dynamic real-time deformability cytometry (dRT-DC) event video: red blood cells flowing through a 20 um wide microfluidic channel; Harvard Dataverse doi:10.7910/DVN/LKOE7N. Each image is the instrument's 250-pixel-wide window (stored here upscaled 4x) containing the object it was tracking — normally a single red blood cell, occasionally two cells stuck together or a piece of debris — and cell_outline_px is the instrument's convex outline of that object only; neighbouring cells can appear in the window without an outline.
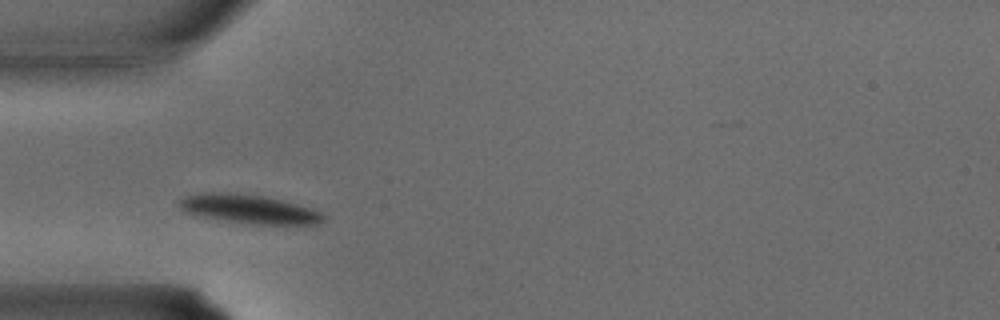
{"species": "common noctule bat (a hibernating species)", "species_latin": "Nyctalus noctula", "temperature_condition": "warm", "stored_images_in_passage": 26, "camera_frame_rate_fps": 3000, "um_per_image_px": 0.085, "animal": {"sex": "male", "body_mass_g": 15.6}, "frame": {"image": 1, "passage_image": 4, "time_ms": 1.0, "image_size_px": [1000, 320], "cell_outline_px": [[328, 216], [324, 220], [316, 224], [252, 224], [200, 216], [184, 212], [176, 204], [184, 196], [200, 192], [236, 192], [264, 196], [284, 200], [312, 208]], "centroid_in_image_um": [21.15, 17.75], "position_along_channel_um": 63.9, "area_um2": 24.57}}
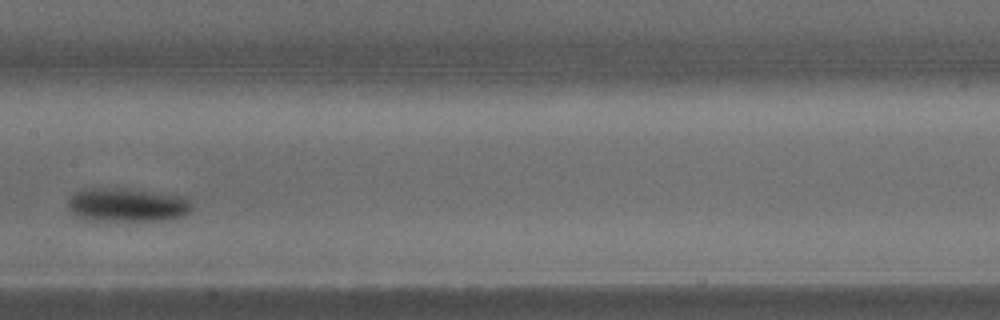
{"frame": {"image": 2, "passage_image": 11, "time_ms": 3.333, "image_size_px": [1000, 320], "cell_outline_px": [[192, 208], [184, 216], [176, 220], [116, 224], [92, 224], [76, 216], [68, 208], [68, 196], [84, 188], [128, 188], [184, 196], [192, 204]], "centroid_in_image_um": [10.76, 17.5], "position_along_channel_um": 196.6, "area_um2": 26.41}}
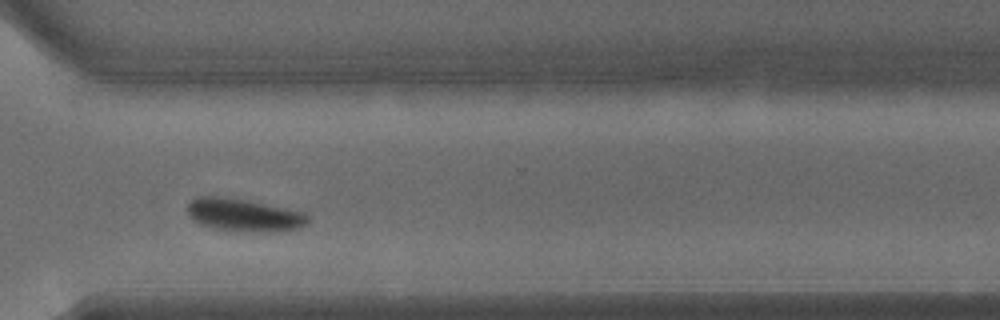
{"frame": {"image": 3, "passage_image": 19, "time_ms": 6.0, "image_size_px": [1000, 320], "cell_outline_px": [[308, 224], [300, 228], [280, 232], [260, 232], [212, 228], [200, 224], [192, 220], [188, 212], [188, 204], [192, 200], [200, 196], [216, 196], [248, 200], [308, 212]], "centroid_in_image_um": [20.81, 18.28], "position_along_channel_um": 349.8, "area_um2": 23.24}}